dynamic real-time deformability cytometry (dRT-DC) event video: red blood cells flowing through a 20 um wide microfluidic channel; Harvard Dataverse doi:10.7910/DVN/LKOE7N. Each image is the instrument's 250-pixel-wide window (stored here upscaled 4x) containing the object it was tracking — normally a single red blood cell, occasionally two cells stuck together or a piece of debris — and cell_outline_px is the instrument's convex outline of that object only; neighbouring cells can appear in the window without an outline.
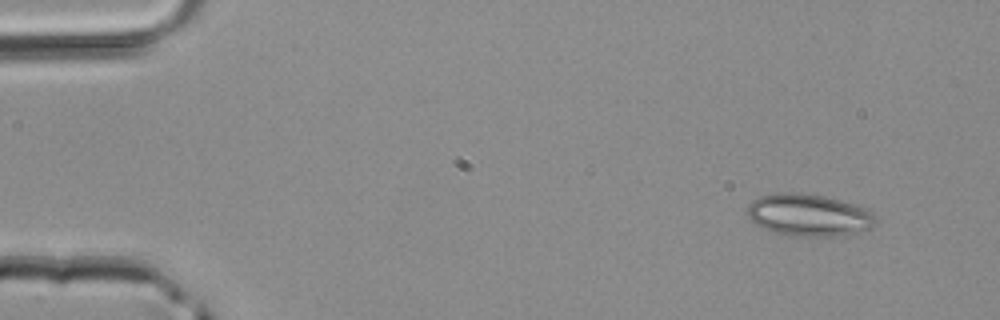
{"species": "common noctule bat (a hibernating species)", "species_latin": "Nyctalus noctula", "temperature_condition": "room temperature", "stored_images_in_passage": 4, "camera_frame_rate_fps": 3000, "um_per_image_px": 0.085, "animal": {"sex": "male", "body_mass_g": 20.4}, "frame": {"image": 1, "passage_image": 1, "time_ms": 0.0, "image_size_px": [1000, 320], "cell_outline_px": [[876, 224], [872, 228], [856, 232], [824, 236], [800, 236], [776, 232], [764, 228], [756, 224], [748, 216], [748, 204], [752, 200], [760, 196], [776, 192], [800, 192], [824, 196], [840, 200], [868, 208], [876, 216]], "centroid_in_image_um": [68.76, 18.25], "position_along_channel_um": 16.2, "area_um2": 31.39}}